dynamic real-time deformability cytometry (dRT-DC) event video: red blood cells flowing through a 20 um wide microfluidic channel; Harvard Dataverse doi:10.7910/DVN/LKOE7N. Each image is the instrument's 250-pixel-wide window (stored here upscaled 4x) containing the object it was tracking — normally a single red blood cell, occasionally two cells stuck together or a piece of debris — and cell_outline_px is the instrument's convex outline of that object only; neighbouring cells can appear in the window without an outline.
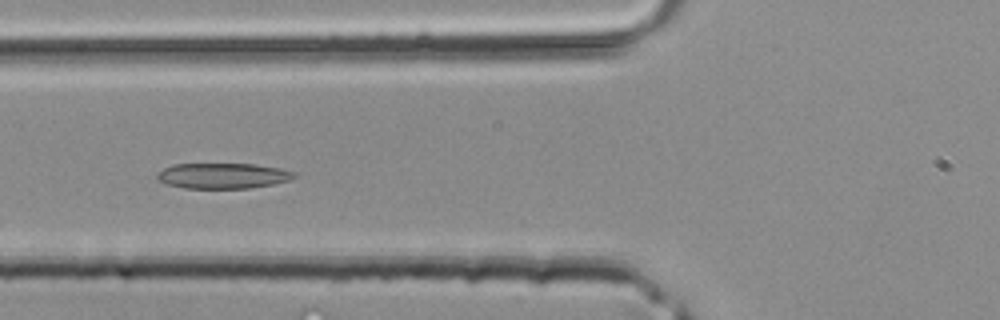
{"species": "common noctule bat (a hibernating species)", "species_latin": "Nyctalus noctula", "temperature_condition": "room temperature", "stored_images_in_passage": 31, "camera_frame_rate_fps": 3000, "um_per_image_px": 0.085, "animal": {"sex": "male", "body_mass_g": 20.4}, "frame": {"image": 1, "passage_image": 6, "time_ms": 1.667, "image_size_px": [1000, 320], "cell_outline_px": [[296, 176], [288, 180], [272, 184], [248, 188], [184, 188], [168, 184], [160, 180], [156, 176], [164, 168], [172, 164], [256, 164], [280, 168], [296, 172]], "centroid_in_image_um": [18.97, 14.93], "position_along_channel_um": 106.8, "area_um2": 20.17}}
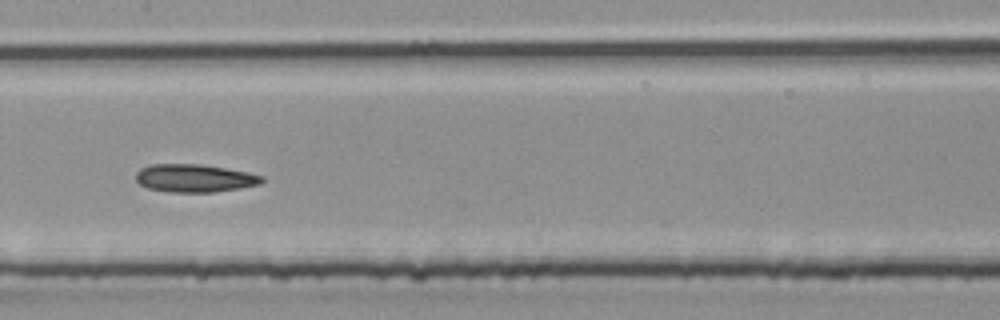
{"frame": {"image": 2, "passage_image": 11, "time_ms": 3.333, "image_size_px": [1000, 320], "cell_outline_px": [[264, 180], [260, 184], [212, 192], [168, 192], [148, 188], [140, 184], [136, 180], [136, 172], [140, 168], [148, 164], [200, 164], [248, 172], [264, 176]], "centroid_in_image_um": [16.5, 15.13], "position_along_channel_um": 190.9, "area_um2": 20.46}}
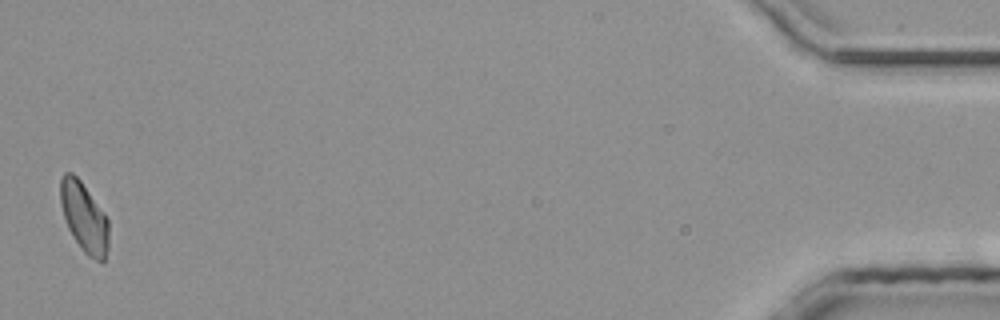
{"frame": {"image": 3, "passage_image": 31, "time_ms": 10.0, "image_size_px": [1000, 320], "cell_outline_px": [[108, 248], [104, 260], [96, 260], [88, 256], [84, 252], [72, 236], [68, 228], [60, 204], [60, 176], [64, 172], [72, 172], [80, 180], [104, 212], [108, 220]], "centroid_in_image_um": [7.13, 18.44], "position_along_channel_um": 428.1, "area_um2": 19.59}}